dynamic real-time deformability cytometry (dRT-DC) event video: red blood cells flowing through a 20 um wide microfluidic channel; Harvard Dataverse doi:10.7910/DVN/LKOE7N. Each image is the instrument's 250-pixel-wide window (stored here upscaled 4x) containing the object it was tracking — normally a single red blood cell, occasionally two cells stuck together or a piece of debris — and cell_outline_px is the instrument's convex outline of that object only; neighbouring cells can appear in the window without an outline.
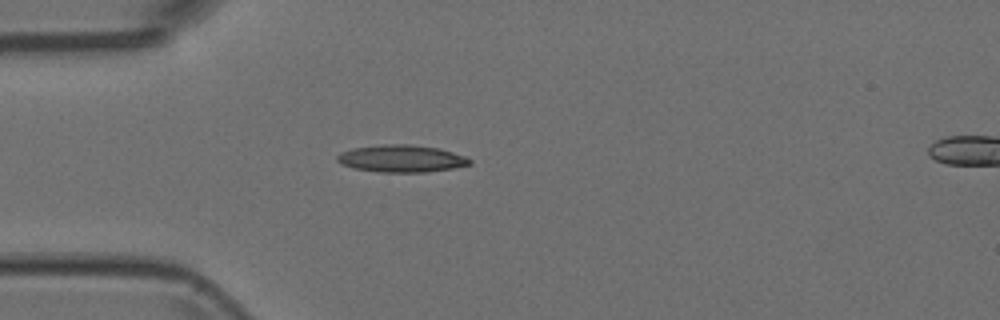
{"species": "Egyptian fruit bat (a non-hibernating species)", "species_latin": "Rousettus aegyptiacus", "temperature_condition": "room temperature", "stored_images_in_passage": 5, "camera_frame_rate_fps": 3000, "um_per_image_px": 0.085, "animal": {"sex": "female"}, "frame": {"image": 1, "passage_image": 4, "time_ms": 1.0, "image_size_px": [1000, 320], "cell_outline_px": [[472, 164], [452, 168], [424, 172], [380, 172], [352, 168], [340, 164], [336, 160], [336, 156], [340, 152], [352, 148], [384, 144], [408, 144], [440, 148], [464, 156], [472, 160]], "centroid_in_image_um": [34.08, 13.47], "position_along_channel_um": 50.9, "area_um2": 21.1}}